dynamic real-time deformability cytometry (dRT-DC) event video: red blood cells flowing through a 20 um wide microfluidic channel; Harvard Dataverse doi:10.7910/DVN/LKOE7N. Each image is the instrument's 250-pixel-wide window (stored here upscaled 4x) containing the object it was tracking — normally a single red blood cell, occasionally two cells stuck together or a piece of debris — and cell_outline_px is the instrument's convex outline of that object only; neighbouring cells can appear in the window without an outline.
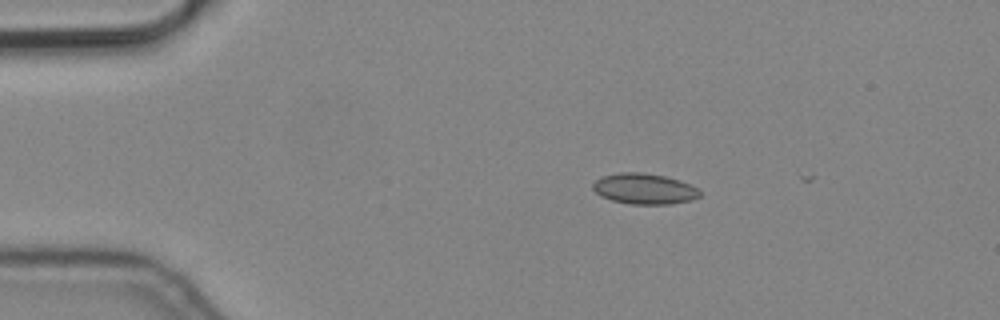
{"species": "common noctule bat (a hibernating species)", "species_latin": "Nyctalus noctula", "temperature_condition": "cold", "stored_images_in_passage": 4, "camera_frame_rate_fps": 3000, "um_per_image_px": 0.085, "animal": {"sex": "male", "body_mass_g": 19.2, "forearm_length_mm": 51.8}, "frame": {"image": 1, "passage_image": 2, "time_ms": 0.333, "image_size_px": [1000, 320], "cell_outline_px": [[700, 196], [692, 200], [668, 204], [628, 204], [612, 200], [600, 196], [592, 188], [592, 184], [600, 176], [620, 172], [644, 172], [664, 176], [680, 180], [696, 188], [700, 192]], "centroid_in_image_um": [54.73, 16.04], "position_along_channel_um": 30.3, "area_um2": 19.19}}